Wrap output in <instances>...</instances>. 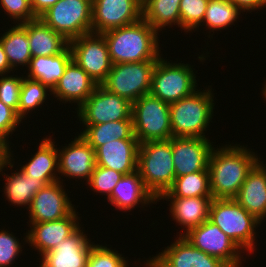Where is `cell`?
I'll use <instances>...</instances> for the list:
<instances>
[{
  "label": "cell",
  "mask_w": 266,
  "mask_h": 267,
  "mask_svg": "<svg viewBox=\"0 0 266 267\" xmlns=\"http://www.w3.org/2000/svg\"><path fill=\"white\" fill-rule=\"evenodd\" d=\"M176 241L156 256L146 260V267H228L219 258L194 247L179 234Z\"/></svg>",
  "instance_id": "obj_14"
},
{
  "label": "cell",
  "mask_w": 266,
  "mask_h": 267,
  "mask_svg": "<svg viewBox=\"0 0 266 267\" xmlns=\"http://www.w3.org/2000/svg\"><path fill=\"white\" fill-rule=\"evenodd\" d=\"M194 247L219 258L228 267L242 265V250L217 225L206 220L183 235Z\"/></svg>",
  "instance_id": "obj_12"
},
{
  "label": "cell",
  "mask_w": 266,
  "mask_h": 267,
  "mask_svg": "<svg viewBox=\"0 0 266 267\" xmlns=\"http://www.w3.org/2000/svg\"><path fill=\"white\" fill-rule=\"evenodd\" d=\"M138 140L118 139L95 149L96 165L124 175L137 171Z\"/></svg>",
  "instance_id": "obj_21"
},
{
  "label": "cell",
  "mask_w": 266,
  "mask_h": 267,
  "mask_svg": "<svg viewBox=\"0 0 266 267\" xmlns=\"http://www.w3.org/2000/svg\"><path fill=\"white\" fill-rule=\"evenodd\" d=\"M233 2L242 12L246 10L252 12L256 9H261L266 6V0H230Z\"/></svg>",
  "instance_id": "obj_43"
},
{
  "label": "cell",
  "mask_w": 266,
  "mask_h": 267,
  "mask_svg": "<svg viewBox=\"0 0 266 267\" xmlns=\"http://www.w3.org/2000/svg\"><path fill=\"white\" fill-rule=\"evenodd\" d=\"M134 135L139 143L165 141L173 137L170 104L146 94L132 103Z\"/></svg>",
  "instance_id": "obj_6"
},
{
  "label": "cell",
  "mask_w": 266,
  "mask_h": 267,
  "mask_svg": "<svg viewBox=\"0 0 266 267\" xmlns=\"http://www.w3.org/2000/svg\"><path fill=\"white\" fill-rule=\"evenodd\" d=\"M263 88H262V96H263V98H265V100H266V83L265 84H263Z\"/></svg>",
  "instance_id": "obj_46"
},
{
  "label": "cell",
  "mask_w": 266,
  "mask_h": 267,
  "mask_svg": "<svg viewBox=\"0 0 266 267\" xmlns=\"http://www.w3.org/2000/svg\"><path fill=\"white\" fill-rule=\"evenodd\" d=\"M9 146V143L0 136V172H2L4 170L3 168L6 166L10 168L14 166L11 158L13 154H11V148Z\"/></svg>",
  "instance_id": "obj_42"
},
{
  "label": "cell",
  "mask_w": 266,
  "mask_h": 267,
  "mask_svg": "<svg viewBox=\"0 0 266 267\" xmlns=\"http://www.w3.org/2000/svg\"><path fill=\"white\" fill-rule=\"evenodd\" d=\"M28 210L31 224L65 218L74 210V206L60 180L40 189L34 195Z\"/></svg>",
  "instance_id": "obj_16"
},
{
  "label": "cell",
  "mask_w": 266,
  "mask_h": 267,
  "mask_svg": "<svg viewBox=\"0 0 266 267\" xmlns=\"http://www.w3.org/2000/svg\"><path fill=\"white\" fill-rule=\"evenodd\" d=\"M32 57L53 56L63 52L69 41L47 26L40 18L25 22Z\"/></svg>",
  "instance_id": "obj_26"
},
{
  "label": "cell",
  "mask_w": 266,
  "mask_h": 267,
  "mask_svg": "<svg viewBox=\"0 0 266 267\" xmlns=\"http://www.w3.org/2000/svg\"><path fill=\"white\" fill-rule=\"evenodd\" d=\"M51 137L44 138L37 152L32 155L29 162L21 166V170L25 175L32 179H41L46 184L60 181L57 176L58 171V149Z\"/></svg>",
  "instance_id": "obj_24"
},
{
  "label": "cell",
  "mask_w": 266,
  "mask_h": 267,
  "mask_svg": "<svg viewBox=\"0 0 266 267\" xmlns=\"http://www.w3.org/2000/svg\"><path fill=\"white\" fill-rule=\"evenodd\" d=\"M0 5L11 17L10 19L16 20L17 24L37 19L32 11L30 0H0Z\"/></svg>",
  "instance_id": "obj_40"
},
{
  "label": "cell",
  "mask_w": 266,
  "mask_h": 267,
  "mask_svg": "<svg viewBox=\"0 0 266 267\" xmlns=\"http://www.w3.org/2000/svg\"><path fill=\"white\" fill-rule=\"evenodd\" d=\"M137 171L156 200L167 192L175 180L171 139L139 144Z\"/></svg>",
  "instance_id": "obj_3"
},
{
  "label": "cell",
  "mask_w": 266,
  "mask_h": 267,
  "mask_svg": "<svg viewBox=\"0 0 266 267\" xmlns=\"http://www.w3.org/2000/svg\"><path fill=\"white\" fill-rule=\"evenodd\" d=\"M93 245L79 227L54 249L43 254L39 267H87V258Z\"/></svg>",
  "instance_id": "obj_18"
},
{
  "label": "cell",
  "mask_w": 266,
  "mask_h": 267,
  "mask_svg": "<svg viewBox=\"0 0 266 267\" xmlns=\"http://www.w3.org/2000/svg\"><path fill=\"white\" fill-rule=\"evenodd\" d=\"M157 61L112 64L106 80L101 84L108 91L133 103L151 90Z\"/></svg>",
  "instance_id": "obj_8"
},
{
  "label": "cell",
  "mask_w": 266,
  "mask_h": 267,
  "mask_svg": "<svg viewBox=\"0 0 266 267\" xmlns=\"http://www.w3.org/2000/svg\"><path fill=\"white\" fill-rule=\"evenodd\" d=\"M6 183H4V194L6 199L12 203V205L28 206L32 202L34 195L42 189L46 183L41 179H32L25 175L21 170L6 175Z\"/></svg>",
  "instance_id": "obj_32"
},
{
  "label": "cell",
  "mask_w": 266,
  "mask_h": 267,
  "mask_svg": "<svg viewBox=\"0 0 266 267\" xmlns=\"http://www.w3.org/2000/svg\"><path fill=\"white\" fill-rule=\"evenodd\" d=\"M209 0H181L180 1V27L189 32L201 25Z\"/></svg>",
  "instance_id": "obj_35"
},
{
  "label": "cell",
  "mask_w": 266,
  "mask_h": 267,
  "mask_svg": "<svg viewBox=\"0 0 266 267\" xmlns=\"http://www.w3.org/2000/svg\"><path fill=\"white\" fill-rule=\"evenodd\" d=\"M97 83L72 59L57 85L51 91L62 103H77L80 107L94 92ZM65 101V102H64Z\"/></svg>",
  "instance_id": "obj_20"
},
{
  "label": "cell",
  "mask_w": 266,
  "mask_h": 267,
  "mask_svg": "<svg viewBox=\"0 0 266 267\" xmlns=\"http://www.w3.org/2000/svg\"><path fill=\"white\" fill-rule=\"evenodd\" d=\"M14 75H1L0 77V100L17 112L19 107L20 90L23 77Z\"/></svg>",
  "instance_id": "obj_38"
},
{
  "label": "cell",
  "mask_w": 266,
  "mask_h": 267,
  "mask_svg": "<svg viewBox=\"0 0 266 267\" xmlns=\"http://www.w3.org/2000/svg\"><path fill=\"white\" fill-rule=\"evenodd\" d=\"M0 41L13 70L20 65L28 67L32 55L27 31L25 30V22L16 24V26L6 30L2 37L0 36Z\"/></svg>",
  "instance_id": "obj_30"
},
{
  "label": "cell",
  "mask_w": 266,
  "mask_h": 267,
  "mask_svg": "<svg viewBox=\"0 0 266 267\" xmlns=\"http://www.w3.org/2000/svg\"><path fill=\"white\" fill-rule=\"evenodd\" d=\"M207 138L172 137L171 149L174 161L175 177L197 171H206L214 147Z\"/></svg>",
  "instance_id": "obj_15"
},
{
  "label": "cell",
  "mask_w": 266,
  "mask_h": 267,
  "mask_svg": "<svg viewBox=\"0 0 266 267\" xmlns=\"http://www.w3.org/2000/svg\"><path fill=\"white\" fill-rule=\"evenodd\" d=\"M78 212L74 209L67 217L56 221L31 223L25 241L38 250L40 256L54 249L58 243L68 238L79 227Z\"/></svg>",
  "instance_id": "obj_17"
},
{
  "label": "cell",
  "mask_w": 266,
  "mask_h": 267,
  "mask_svg": "<svg viewBox=\"0 0 266 267\" xmlns=\"http://www.w3.org/2000/svg\"><path fill=\"white\" fill-rule=\"evenodd\" d=\"M142 18V0H93L92 32L127 26Z\"/></svg>",
  "instance_id": "obj_13"
},
{
  "label": "cell",
  "mask_w": 266,
  "mask_h": 267,
  "mask_svg": "<svg viewBox=\"0 0 266 267\" xmlns=\"http://www.w3.org/2000/svg\"><path fill=\"white\" fill-rule=\"evenodd\" d=\"M181 0H142V18L157 32L165 26L180 27Z\"/></svg>",
  "instance_id": "obj_29"
},
{
  "label": "cell",
  "mask_w": 266,
  "mask_h": 267,
  "mask_svg": "<svg viewBox=\"0 0 266 267\" xmlns=\"http://www.w3.org/2000/svg\"><path fill=\"white\" fill-rule=\"evenodd\" d=\"M169 199L172 219L183 225V229L186 228L181 236L209 219L212 197L165 198L166 201Z\"/></svg>",
  "instance_id": "obj_25"
},
{
  "label": "cell",
  "mask_w": 266,
  "mask_h": 267,
  "mask_svg": "<svg viewBox=\"0 0 266 267\" xmlns=\"http://www.w3.org/2000/svg\"><path fill=\"white\" fill-rule=\"evenodd\" d=\"M72 59L101 85L111 70L112 62L102 33L90 32L69 42Z\"/></svg>",
  "instance_id": "obj_10"
},
{
  "label": "cell",
  "mask_w": 266,
  "mask_h": 267,
  "mask_svg": "<svg viewBox=\"0 0 266 267\" xmlns=\"http://www.w3.org/2000/svg\"><path fill=\"white\" fill-rule=\"evenodd\" d=\"M208 220L217 225L241 250L254 252V230L261 222L234 199H213Z\"/></svg>",
  "instance_id": "obj_5"
},
{
  "label": "cell",
  "mask_w": 266,
  "mask_h": 267,
  "mask_svg": "<svg viewBox=\"0 0 266 267\" xmlns=\"http://www.w3.org/2000/svg\"><path fill=\"white\" fill-rule=\"evenodd\" d=\"M10 71H13V69L10 67L3 45L0 41V76L8 75V73H11Z\"/></svg>",
  "instance_id": "obj_45"
},
{
  "label": "cell",
  "mask_w": 266,
  "mask_h": 267,
  "mask_svg": "<svg viewBox=\"0 0 266 267\" xmlns=\"http://www.w3.org/2000/svg\"><path fill=\"white\" fill-rule=\"evenodd\" d=\"M214 148L209 159L210 188L213 199H234L248 173L261 160L244 145Z\"/></svg>",
  "instance_id": "obj_1"
},
{
  "label": "cell",
  "mask_w": 266,
  "mask_h": 267,
  "mask_svg": "<svg viewBox=\"0 0 266 267\" xmlns=\"http://www.w3.org/2000/svg\"><path fill=\"white\" fill-rule=\"evenodd\" d=\"M76 109L77 116L84 125L132 120V103L102 85H97L89 98Z\"/></svg>",
  "instance_id": "obj_11"
},
{
  "label": "cell",
  "mask_w": 266,
  "mask_h": 267,
  "mask_svg": "<svg viewBox=\"0 0 266 267\" xmlns=\"http://www.w3.org/2000/svg\"><path fill=\"white\" fill-rule=\"evenodd\" d=\"M96 166L95 150L80 136L58 148V175L89 181Z\"/></svg>",
  "instance_id": "obj_19"
},
{
  "label": "cell",
  "mask_w": 266,
  "mask_h": 267,
  "mask_svg": "<svg viewBox=\"0 0 266 267\" xmlns=\"http://www.w3.org/2000/svg\"><path fill=\"white\" fill-rule=\"evenodd\" d=\"M58 1L59 0H30V3L34 15L39 18Z\"/></svg>",
  "instance_id": "obj_44"
},
{
  "label": "cell",
  "mask_w": 266,
  "mask_h": 267,
  "mask_svg": "<svg viewBox=\"0 0 266 267\" xmlns=\"http://www.w3.org/2000/svg\"><path fill=\"white\" fill-rule=\"evenodd\" d=\"M259 161L248 173L234 200L257 220L266 218V164Z\"/></svg>",
  "instance_id": "obj_22"
},
{
  "label": "cell",
  "mask_w": 266,
  "mask_h": 267,
  "mask_svg": "<svg viewBox=\"0 0 266 267\" xmlns=\"http://www.w3.org/2000/svg\"><path fill=\"white\" fill-rule=\"evenodd\" d=\"M39 18L70 42L92 32V2L59 0Z\"/></svg>",
  "instance_id": "obj_9"
},
{
  "label": "cell",
  "mask_w": 266,
  "mask_h": 267,
  "mask_svg": "<svg viewBox=\"0 0 266 267\" xmlns=\"http://www.w3.org/2000/svg\"><path fill=\"white\" fill-rule=\"evenodd\" d=\"M212 197L209 170L175 177L172 187L157 201L164 198Z\"/></svg>",
  "instance_id": "obj_31"
},
{
  "label": "cell",
  "mask_w": 266,
  "mask_h": 267,
  "mask_svg": "<svg viewBox=\"0 0 266 267\" xmlns=\"http://www.w3.org/2000/svg\"><path fill=\"white\" fill-rule=\"evenodd\" d=\"M112 64L157 61L160 55L158 32L143 18L102 33Z\"/></svg>",
  "instance_id": "obj_2"
},
{
  "label": "cell",
  "mask_w": 266,
  "mask_h": 267,
  "mask_svg": "<svg viewBox=\"0 0 266 267\" xmlns=\"http://www.w3.org/2000/svg\"><path fill=\"white\" fill-rule=\"evenodd\" d=\"M71 60L72 53L69 46L58 55L32 57L26 77L40 81L50 90H53Z\"/></svg>",
  "instance_id": "obj_27"
},
{
  "label": "cell",
  "mask_w": 266,
  "mask_h": 267,
  "mask_svg": "<svg viewBox=\"0 0 266 267\" xmlns=\"http://www.w3.org/2000/svg\"><path fill=\"white\" fill-rule=\"evenodd\" d=\"M123 176L124 174L118 171L96 165L87 184L92 191L104 194L108 199Z\"/></svg>",
  "instance_id": "obj_36"
},
{
  "label": "cell",
  "mask_w": 266,
  "mask_h": 267,
  "mask_svg": "<svg viewBox=\"0 0 266 267\" xmlns=\"http://www.w3.org/2000/svg\"><path fill=\"white\" fill-rule=\"evenodd\" d=\"M196 76L190 64L157 60L150 94L167 103H173L193 94L197 89Z\"/></svg>",
  "instance_id": "obj_7"
},
{
  "label": "cell",
  "mask_w": 266,
  "mask_h": 267,
  "mask_svg": "<svg viewBox=\"0 0 266 267\" xmlns=\"http://www.w3.org/2000/svg\"><path fill=\"white\" fill-rule=\"evenodd\" d=\"M241 10L230 0H209L202 25L212 30L226 29L239 19ZM204 23V24H203Z\"/></svg>",
  "instance_id": "obj_33"
},
{
  "label": "cell",
  "mask_w": 266,
  "mask_h": 267,
  "mask_svg": "<svg viewBox=\"0 0 266 267\" xmlns=\"http://www.w3.org/2000/svg\"><path fill=\"white\" fill-rule=\"evenodd\" d=\"M21 121L22 119L17 115V112L0 100V136L8 143L9 135H12Z\"/></svg>",
  "instance_id": "obj_41"
},
{
  "label": "cell",
  "mask_w": 266,
  "mask_h": 267,
  "mask_svg": "<svg viewBox=\"0 0 266 267\" xmlns=\"http://www.w3.org/2000/svg\"><path fill=\"white\" fill-rule=\"evenodd\" d=\"M16 238L8 230L0 231V267L12 265L19 253L21 254L23 247Z\"/></svg>",
  "instance_id": "obj_39"
},
{
  "label": "cell",
  "mask_w": 266,
  "mask_h": 267,
  "mask_svg": "<svg viewBox=\"0 0 266 267\" xmlns=\"http://www.w3.org/2000/svg\"><path fill=\"white\" fill-rule=\"evenodd\" d=\"M50 90L40 81L32 80L23 76V83L20 90L18 116L21 119L26 118L30 111L42 105L47 99V92Z\"/></svg>",
  "instance_id": "obj_34"
},
{
  "label": "cell",
  "mask_w": 266,
  "mask_h": 267,
  "mask_svg": "<svg viewBox=\"0 0 266 267\" xmlns=\"http://www.w3.org/2000/svg\"><path fill=\"white\" fill-rule=\"evenodd\" d=\"M125 259L114 249L94 244L87 258V267H127Z\"/></svg>",
  "instance_id": "obj_37"
},
{
  "label": "cell",
  "mask_w": 266,
  "mask_h": 267,
  "mask_svg": "<svg viewBox=\"0 0 266 267\" xmlns=\"http://www.w3.org/2000/svg\"><path fill=\"white\" fill-rule=\"evenodd\" d=\"M108 202L119 210L131 211L139 204H142L143 207L154 202L157 203V200L144 186L138 171H135L124 175L119 180L108 198Z\"/></svg>",
  "instance_id": "obj_23"
},
{
  "label": "cell",
  "mask_w": 266,
  "mask_h": 267,
  "mask_svg": "<svg viewBox=\"0 0 266 267\" xmlns=\"http://www.w3.org/2000/svg\"><path fill=\"white\" fill-rule=\"evenodd\" d=\"M213 99L212 88L208 87L202 91L197 89L193 94L170 103L173 137L206 138V128L214 112Z\"/></svg>",
  "instance_id": "obj_4"
},
{
  "label": "cell",
  "mask_w": 266,
  "mask_h": 267,
  "mask_svg": "<svg viewBox=\"0 0 266 267\" xmlns=\"http://www.w3.org/2000/svg\"><path fill=\"white\" fill-rule=\"evenodd\" d=\"M79 135L95 150L118 139L138 140L134 135L132 120H120L98 125H84Z\"/></svg>",
  "instance_id": "obj_28"
}]
</instances>
